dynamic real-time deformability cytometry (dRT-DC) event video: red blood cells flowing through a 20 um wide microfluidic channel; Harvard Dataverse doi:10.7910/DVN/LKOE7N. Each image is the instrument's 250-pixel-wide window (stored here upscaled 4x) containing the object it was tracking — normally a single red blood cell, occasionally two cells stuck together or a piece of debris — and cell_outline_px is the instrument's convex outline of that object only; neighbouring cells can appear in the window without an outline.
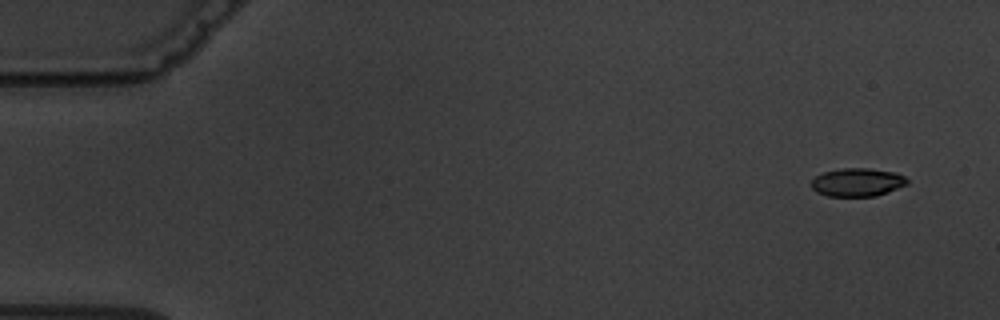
{"species": "common noctule bat (a hibernating species)", "species_latin": "Nyctalus noctula", "temperature_condition": "warm", "stored_images_in_passage": 5, "camera_frame_rate_fps": 3000, "um_per_image_px": 0.085, "animal": {"sex": "male", "body_mass_g": 19.5, "forearm_length_mm": 54.6}, "frame": {"image": 1, "passage_image": 1, "time_ms": 0.0, "image_size_px": [1000, 320], "cell_outline_px": [[908, 184], [888, 192], [876, 196], [828, 196], [816, 192], [812, 188], [812, 180], [816, 176], [824, 172], [844, 168], [868, 168], [896, 172], [904, 176], [908, 180]], "centroid_in_image_um": [72.9, 15.49], "position_along_channel_um": 12.1, "area_um2": 15.78}}